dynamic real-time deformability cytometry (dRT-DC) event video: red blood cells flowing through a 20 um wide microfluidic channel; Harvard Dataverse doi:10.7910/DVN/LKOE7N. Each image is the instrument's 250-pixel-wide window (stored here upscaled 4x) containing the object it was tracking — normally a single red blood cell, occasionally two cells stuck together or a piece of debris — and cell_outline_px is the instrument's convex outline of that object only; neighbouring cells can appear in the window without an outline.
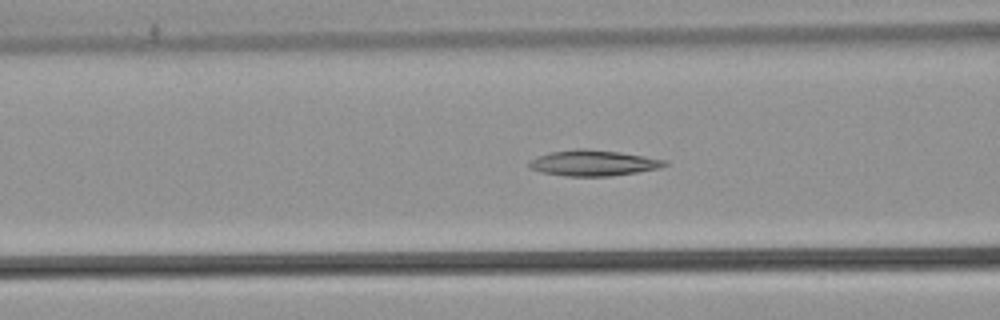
{"species": "common noctule bat (a hibernating species)", "species_latin": "Nyctalus noctula", "temperature_condition": "warm", "stored_images_in_passage": 46, "camera_frame_rate_fps": 3000, "um_per_image_px": 0.085, "animal": {"sex": "male", "body_mass_g": 21.5, "forearm_length_mm": 52.0}, "frame": {"image": 1, "passage_image": 21, "time_ms": 6.667, "image_size_px": [1000, 320], "cell_outline_px": [[668, 164], [660, 168], [636, 172], [608, 176], [568, 176], [540, 172], [532, 168], [528, 164], [536, 156], [548, 152], [576, 148], [584, 148], [620, 152], [668, 160]], "centroid_in_image_um": [50.44, 13.84], "position_along_channel_um": 116.2, "area_um2": 20.35}}
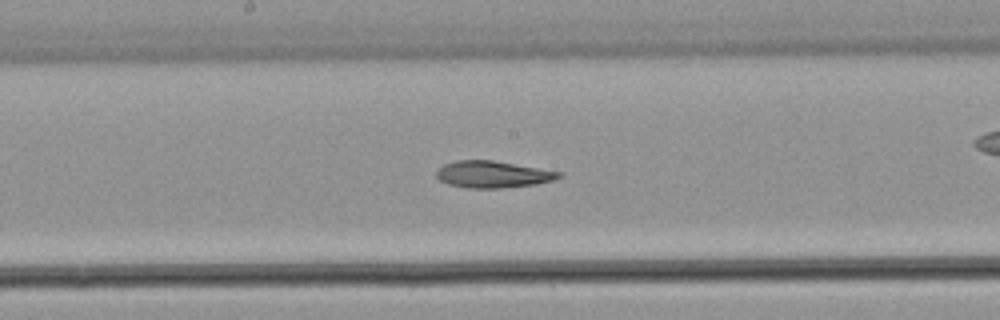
{"frame": {"image": 2, "passage_image": 28, "time_ms": 9.0, "image_size_px": [1000, 320], "cell_outline_px": [[564, 176], [552, 180], [536, 184], [500, 188], [468, 188], [448, 184], [440, 180], [436, 176], [436, 172], [444, 164], [456, 160], [492, 160], [564, 172]], "centroid_in_image_um": [41.92, 14.82], "position_along_channel_um": 206.3, "area_um2": 19.13}}
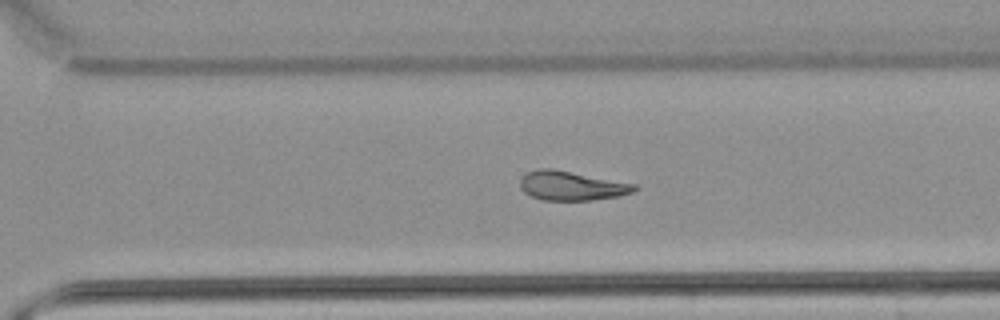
{"frame": {"image": 3, "passage_image": 37, "time_ms": 12.0, "image_size_px": [1000, 320], "cell_outline_px": [[636, 188], [632, 192], [620, 196], [592, 200], [540, 200], [524, 192], [520, 188], [520, 180], [528, 172], [540, 168], [552, 168], [636, 184]], "centroid_in_image_um": [48.57, 15.79], "position_along_channel_um": 322.0, "area_um2": 19.36}}